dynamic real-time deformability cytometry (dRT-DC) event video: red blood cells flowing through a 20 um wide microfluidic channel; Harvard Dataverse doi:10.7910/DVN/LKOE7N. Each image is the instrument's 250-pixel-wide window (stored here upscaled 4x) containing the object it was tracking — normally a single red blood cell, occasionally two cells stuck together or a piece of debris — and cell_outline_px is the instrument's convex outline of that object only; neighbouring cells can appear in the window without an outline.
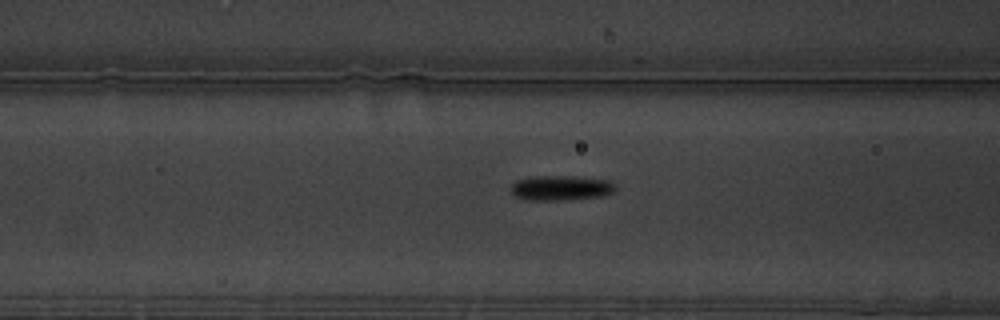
{"species": "common noctule bat (a hibernating species)", "species_latin": "Nyctalus noctula", "temperature_condition": "warm", "stored_images_in_passage": 42, "camera_frame_rate_fps": 3000, "um_per_image_px": 0.085, "animal": {"sex": "male", "body_mass_g": 19.5, "forearm_length_mm": 54.6}, "frame": {"image": 1, "passage_image": 6, "time_ms": 1.667, "image_size_px": [1000, 320], "cell_outline_px": [[616, 188], [612, 192], [604, 196], [560, 200], [528, 200], [516, 196], [508, 188], [516, 180], [532, 176], [572, 176], [608, 180], [616, 184]], "centroid_in_image_um": [47.66, 15.97], "position_along_channel_um": 118.9, "area_um2": 15.26}}
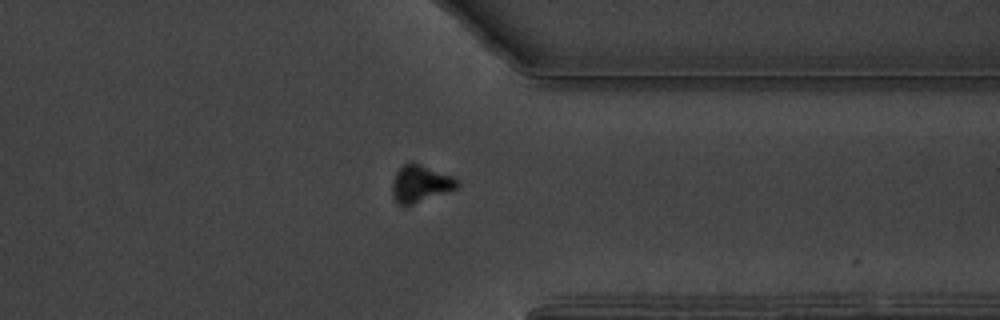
{"frame": {"image": 2, "passage_image": 29, "time_ms": 9.333, "image_size_px": [1000, 320], "cell_outline_px": [[460, 184], [456, 188], [412, 204], [400, 204], [392, 196], [392, 180], [396, 172], [408, 160], [412, 160], [452, 176], [460, 180]], "centroid_in_image_um": [35.72, 15.56], "position_along_channel_um": 375.7, "area_um2": 13.99}}
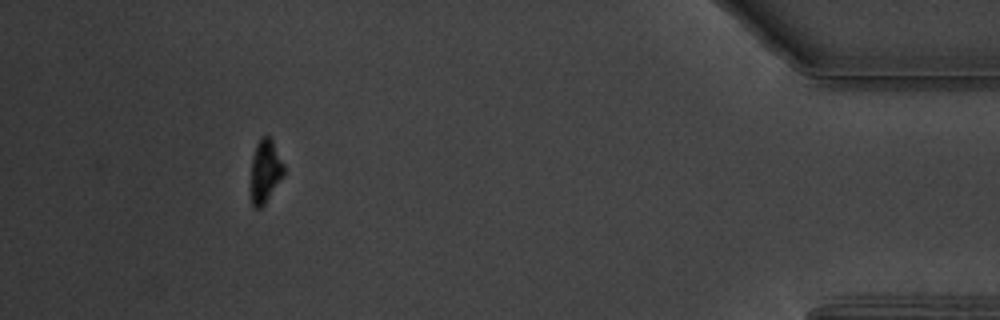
{"frame": {"image": 3, "passage_image": 37, "time_ms": 12.0, "image_size_px": [1000, 320], "cell_outline_px": [[284, 172], [264, 204], [260, 208], [256, 208], [252, 204], [252, 156], [256, 144], [260, 136], [268, 136], [272, 140], [284, 164]], "centroid_in_image_um": [22.54, 14.48], "position_along_channel_um": 412.7, "area_um2": 11.68}, "authors_computed_cell_mechanics": {"area_um2": 14.45, "velocity_mm_per_s": 3.3795, "shape_relaxation_time_tau1_ms": 2.047, "shape_relaxation_time_tau2_ms": null, "deformation_change_tau1": 0.1265, "deformation_change_tau2": null}}